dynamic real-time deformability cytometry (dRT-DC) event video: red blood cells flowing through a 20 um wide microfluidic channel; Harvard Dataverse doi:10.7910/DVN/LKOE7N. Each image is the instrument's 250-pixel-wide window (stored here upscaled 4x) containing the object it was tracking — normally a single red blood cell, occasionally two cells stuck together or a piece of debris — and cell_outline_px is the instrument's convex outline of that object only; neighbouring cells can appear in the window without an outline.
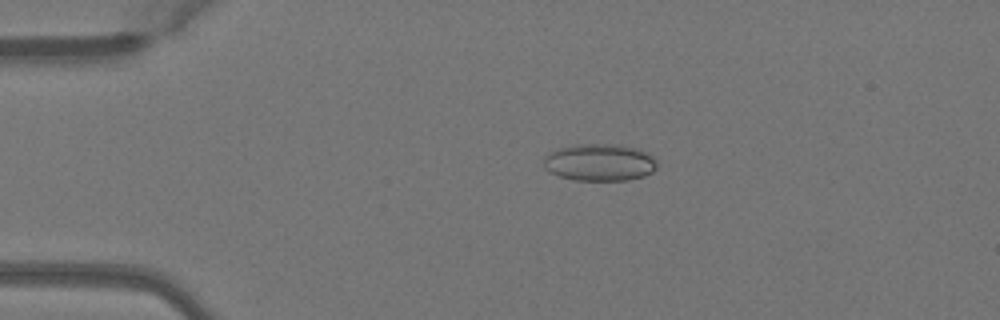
{"species": "Egyptian fruit bat (a non-hibernating species)", "species_latin": "Rousettus aegyptiacus", "temperature_condition": "warm", "stored_images_in_passage": 40, "camera_frame_rate_fps": 3000, "um_per_image_px": 0.085, "animal": {"sex": "female"}, "frame": {"image": 1, "passage_image": 1, "time_ms": 0.0, "image_size_px": [1000, 320], "cell_outline_px": [[656, 168], [652, 172], [644, 176], [628, 180], [572, 180], [548, 172], [544, 168], [544, 156], [548, 152], [556, 148], [576, 144], [620, 144], [636, 148], [648, 152], [656, 160]], "centroid_in_image_um": [50.94, 13.79], "position_along_channel_um": 34.1, "area_um2": 24.91}}
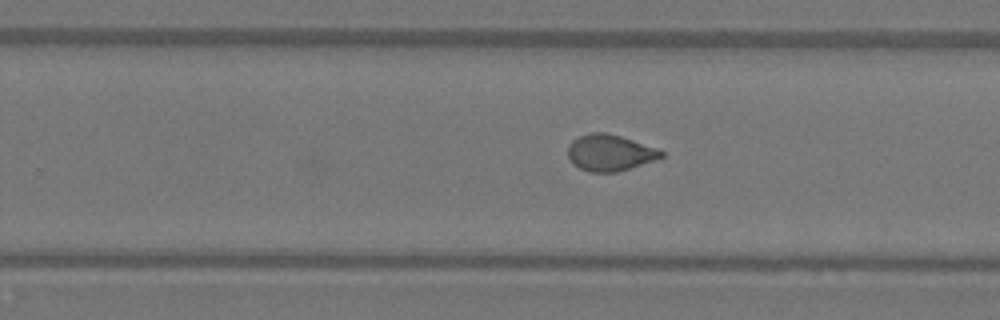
{"frame": {"image": 2, "passage_image": 22, "time_ms": 7.0, "image_size_px": [1000, 320], "cell_outline_px": [[664, 156], [656, 160], [616, 172], [588, 172], [572, 164], [568, 156], [568, 144], [572, 140], [580, 136], [592, 132], [604, 132], [620, 136], [660, 148], [664, 152]], "centroid_in_image_um": [51.85, 12.98], "position_along_channel_um": 278.0, "area_um2": 19.94}}
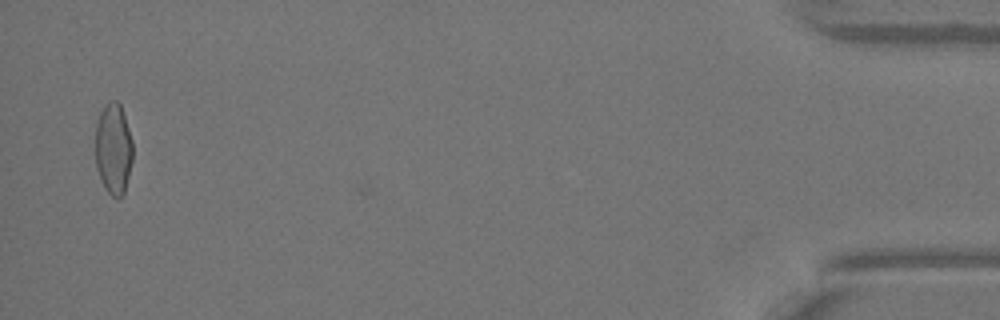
{"frame": {"image": 3, "passage_image": 39, "time_ms": 12.667, "image_size_px": [1000, 320], "cell_outline_px": [[132, 160], [124, 192], [116, 200], [104, 188], [96, 168], [96, 124], [100, 112], [104, 104], [108, 100], [116, 100], [120, 104], [132, 140]], "centroid_in_image_um": [9.63, 12.64], "position_along_channel_um": 425.6, "area_um2": 19.83}, "authors_computed_cell_mechanics": {"area_um2": 19.9121, "velocity_mm_per_s": 4.1062, "shape_relaxation_time_tau1_ms": 9.871, "shape_relaxation_time_tau2_ms": 0.7215, "deformation_change_tau1": 0.2032, "deformation_change_tau2": 0.0496}}